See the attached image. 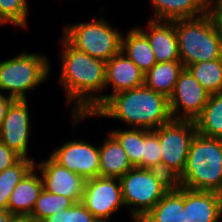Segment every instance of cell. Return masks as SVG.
Returning a JSON list of instances; mask_svg holds the SVG:
<instances>
[{
  "instance_id": "1f68e13d",
  "label": "cell",
  "mask_w": 222,
  "mask_h": 222,
  "mask_svg": "<svg viewBox=\"0 0 222 222\" xmlns=\"http://www.w3.org/2000/svg\"><path fill=\"white\" fill-rule=\"evenodd\" d=\"M21 157L0 141V172L15 164Z\"/></svg>"
},
{
  "instance_id": "603a6c76",
  "label": "cell",
  "mask_w": 222,
  "mask_h": 222,
  "mask_svg": "<svg viewBox=\"0 0 222 222\" xmlns=\"http://www.w3.org/2000/svg\"><path fill=\"white\" fill-rule=\"evenodd\" d=\"M194 123L198 134L222 139V92L210 94L206 106L194 119Z\"/></svg>"
},
{
  "instance_id": "ac0fdd59",
  "label": "cell",
  "mask_w": 222,
  "mask_h": 222,
  "mask_svg": "<svg viewBox=\"0 0 222 222\" xmlns=\"http://www.w3.org/2000/svg\"><path fill=\"white\" fill-rule=\"evenodd\" d=\"M155 17L151 20L194 19L207 12V0H150Z\"/></svg>"
},
{
  "instance_id": "d4e9b609",
  "label": "cell",
  "mask_w": 222,
  "mask_h": 222,
  "mask_svg": "<svg viewBox=\"0 0 222 222\" xmlns=\"http://www.w3.org/2000/svg\"><path fill=\"white\" fill-rule=\"evenodd\" d=\"M34 166L33 158H20L15 164L0 172V209L7 210L13 189Z\"/></svg>"
},
{
  "instance_id": "484cf974",
  "label": "cell",
  "mask_w": 222,
  "mask_h": 222,
  "mask_svg": "<svg viewBox=\"0 0 222 222\" xmlns=\"http://www.w3.org/2000/svg\"><path fill=\"white\" fill-rule=\"evenodd\" d=\"M130 128L128 130H111L109 133L125 150L131 164L134 167L142 168L143 128Z\"/></svg>"
},
{
  "instance_id": "d6986e66",
  "label": "cell",
  "mask_w": 222,
  "mask_h": 222,
  "mask_svg": "<svg viewBox=\"0 0 222 222\" xmlns=\"http://www.w3.org/2000/svg\"><path fill=\"white\" fill-rule=\"evenodd\" d=\"M108 135L99 146V176L120 179L134 166L117 140L110 133Z\"/></svg>"
},
{
  "instance_id": "d6a6232c",
  "label": "cell",
  "mask_w": 222,
  "mask_h": 222,
  "mask_svg": "<svg viewBox=\"0 0 222 222\" xmlns=\"http://www.w3.org/2000/svg\"><path fill=\"white\" fill-rule=\"evenodd\" d=\"M14 100L15 99L6 96L4 93H0V128L7 114V111Z\"/></svg>"
},
{
  "instance_id": "277c9868",
  "label": "cell",
  "mask_w": 222,
  "mask_h": 222,
  "mask_svg": "<svg viewBox=\"0 0 222 222\" xmlns=\"http://www.w3.org/2000/svg\"><path fill=\"white\" fill-rule=\"evenodd\" d=\"M173 22L180 61L184 67L222 58V38L207 12L198 18L177 19Z\"/></svg>"
},
{
  "instance_id": "52a82bcc",
  "label": "cell",
  "mask_w": 222,
  "mask_h": 222,
  "mask_svg": "<svg viewBox=\"0 0 222 222\" xmlns=\"http://www.w3.org/2000/svg\"><path fill=\"white\" fill-rule=\"evenodd\" d=\"M99 18L64 26L62 35L74 48L93 58L108 61L121 52L122 33Z\"/></svg>"
},
{
  "instance_id": "6da1fadb",
  "label": "cell",
  "mask_w": 222,
  "mask_h": 222,
  "mask_svg": "<svg viewBox=\"0 0 222 222\" xmlns=\"http://www.w3.org/2000/svg\"><path fill=\"white\" fill-rule=\"evenodd\" d=\"M60 83L65 88L67 104L72 102V115L91 116L100 107V94L105 89L106 61L96 59L74 48L64 37ZM99 94V95H98Z\"/></svg>"
},
{
  "instance_id": "836d02e7",
  "label": "cell",
  "mask_w": 222,
  "mask_h": 222,
  "mask_svg": "<svg viewBox=\"0 0 222 222\" xmlns=\"http://www.w3.org/2000/svg\"><path fill=\"white\" fill-rule=\"evenodd\" d=\"M13 222H43V220L32 217L30 215H23L15 216Z\"/></svg>"
},
{
  "instance_id": "ffe728a7",
  "label": "cell",
  "mask_w": 222,
  "mask_h": 222,
  "mask_svg": "<svg viewBox=\"0 0 222 222\" xmlns=\"http://www.w3.org/2000/svg\"><path fill=\"white\" fill-rule=\"evenodd\" d=\"M139 222H184V187L173 184Z\"/></svg>"
},
{
  "instance_id": "44dd1931",
  "label": "cell",
  "mask_w": 222,
  "mask_h": 222,
  "mask_svg": "<svg viewBox=\"0 0 222 222\" xmlns=\"http://www.w3.org/2000/svg\"><path fill=\"white\" fill-rule=\"evenodd\" d=\"M121 51L146 74L156 63L154 52L145 34L138 28H132L126 37L122 35Z\"/></svg>"
},
{
  "instance_id": "4dcf8cb0",
  "label": "cell",
  "mask_w": 222,
  "mask_h": 222,
  "mask_svg": "<svg viewBox=\"0 0 222 222\" xmlns=\"http://www.w3.org/2000/svg\"><path fill=\"white\" fill-rule=\"evenodd\" d=\"M207 13L211 16L217 32L222 38V0H208Z\"/></svg>"
},
{
  "instance_id": "4fadbf2b",
  "label": "cell",
  "mask_w": 222,
  "mask_h": 222,
  "mask_svg": "<svg viewBox=\"0 0 222 222\" xmlns=\"http://www.w3.org/2000/svg\"><path fill=\"white\" fill-rule=\"evenodd\" d=\"M35 166L40 170L43 189L71 198L75 203L82 201L86 181L83 177L61 166L51 156Z\"/></svg>"
},
{
  "instance_id": "9a60e30c",
  "label": "cell",
  "mask_w": 222,
  "mask_h": 222,
  "mask_svg": "<svg viewBox=\"0 0 222 222\" xmlns=\"http://www.w3.org/2000/svg\"><path fill=\"white\" fill-rule=\"evenodd\" d=\"M222 194L184 188V222H219Z\"/></svg>"
},
{
  "instance_id": "cb8c5ba5",
  "label": "cell",
  "mask_w": 222,
  "mask_h": 222,
  "mask_svg": "<svg viewBox=\"0 0 222 222\" xmlns=\"http://www.w3.org/2000/svg\"><path fill=\"white\" fill-rule=\"evenodd\" d=\"M210 94L222 92V58L185 67Z\"/></svg>"
},
{
  "instance_id": "f546056e",
  "label": "cell",
  "mask_w": 222,
  "mask_h": 222,
  "mask_svg": "<svg viewBox=\"0 0 222 222\" xmlns=\"http://www.w3.org/2000/svg\"><path fill=\"white\" fill-rule=\"evenodd\" d=\"M43 222H98V220L82 202H76L71 208L62 209L45 218Z\"/></svg>"
},
{
  "instance_id": "8fae6325",
  "label": "cell",
  "mask_w": 222,
  "mask_h": 222,
  "mask_svg": "<svg viewBox=\"0 0 222 222\" xmlns=\"http://www.w3.org/2000/svg\"><path fill=\"white\" fill-rule=\"evenodd\" d=\"M50 156L85 180L99 176V147L84 140H69Z\"/></svg>"
},
{
  "instance_id": "9c48e42d",
  "label": "cell",
  "mask_w": 222,
  "mask_h": 222,
  "mask_svg": "<svg viewBox=\"0 0 222 222\" xmlns=\"http://www.w3.org/2000/svg\"><path fill=\"white\" fill-rule=\"evenodd\" d=\"M83 205L101 222L108 219L125 206L119 178L95 177L85 181Z\"/></svg>"
},
{
  "instance_id": "e575fe53",
  "label": "cell",
  "mask_w": 222,
  "mask_h": 222,
  "mask_svg": "<svg viewBox=\"0 0 222 222\" xmlns=\"http://www.w3.org/2000/svg\"><path fill=\"white\" fill-rule=\"evenodd\" d=\"M14 217L8 210L0 209V222H13Z\"/></svg>"
},
{
  "instance_id": "83f0119b",
  "label": "cell",
  "mask_w": 222,
  "mask_h": 222,
  "mask_svg": "<svg viewBox=\"0 0 222 222\" xmlns=\"http://www.w3.org/2000/svg\"><path fill=\"white\" fill-rule=\"evenodd\" d=\"M27 0H0V25L27 26Z\"/></svg>"
},
{
  "instance_id": "2e32d148",
  "label": "cell",
  "mask_w": 222,
  "mask_h": 222,
  "mask_svg": "<svg viewBox=\"0 0 222 222\" xmlns=\"http://www.w3.org/2000/svg\"><path fill=\"white\" fill-rule=\"evenodd\" d=\"M148 31L138 27L147 37L157 63L180 61L178 41L173 21L149 20Z\"/></svg>"
},
{
  "instance_id": "7a4b0ae2",
  "label": "cell",
  "mask_w": 222,
  "mask_h": 222,
  "mask_svg": "<svg viewBox=\"0 0 222 222\" xmlns=\"http://www.w3.org/2000/svg\"><path fill=\"white\" fill-rule=\"evenodd\" d=\"M72 116L74 125L85 118L99 116L148 130H155L173 119L169 98L145 85L111 95L91 116Z\"/></svg>"
},
{
  "instance_id": "8992f818",
  "label": "cell",
  "mask_w": 222,
  "mask_h": 222,
  "mask_svg": "<svg viewBox=\"0 0 222 222\" xmlns=\"http://www.w3.org/2000/svg\"><path fill=\"white\" fill-rule=\"evenodd\" d=\"M50 63L47 56L22 52L19 56L0 62V93L26 100V92L36 89L48 78Z\"/></svg>"
},
{
  "instance_id": "30bf717a",
  "label": "cell",
  "mask_w": 222,
  "mask_h": 222,
  "mask_svg": "<svg viewBox=\"0 0 222 222\" xmlns=\"http://www.w3.org/2000/svg\"><path fill=\"white\" fill-rule=\"evenodd\" d=\"M209 97L210 93L184 68L179 75L172 95L169 97L172 118L194 121L203 111Z\"/></svg>"
},
{
  "instance_id": "4316f807",
  "label": "cell",
  "mask_w": 222,
  "mask_h": 222,
  "mask_svg": "<svg viewBox=\"0 0 222 222\" xmlns=\"http://www.w3.org/2000/svg\"><path fill=\"white\" fill-rule=\"evenodd\" d=\"M74 204L75 202L71 198L42 189L30 216L44 220L62 209L71 208Z\"/></svg>"
},
{
  "instance_id": "e0dca14e",
  "label": "cell",
  "mask_w": 222,
  "mask_h": 222,
  "mask_svg": "<svg viewBox=\"0 0 222 222\" xmlns=\"http://www.w3.org/2000/svg\"><path fill=\"white\" fill-rule=\"evenodd\" d=\"M42 189V178L37 174L34 166L13 189L7 210L13 216L30 215Z\"/></svg>"
},
{
  "instance_id": "7c38bea8",
  "label": "cell",
  "mask_w": 222,
  "mask_h": 222,
  "mask_svg": "<svg viewBox=\"0 0 222 222\" xmlns=\"http://www.w3.org/2000/svg\"><path fill=\"white\" fill-rule=\"evenodd\" d=\"M28 100H14L2 122L0 141L21 158L27 157L28 141L31 132Z\"/></svg>"
},
{
  "instance_id": "3957f363",
  "label": "cell",
  "mask_w": 222,
  "mask_h": 222,
  "mask_svg": "<svg viewBox=\"0 0 222 222\" xmlns=\"http://www.w3.org/2000/svg\"><path fill=\"white\" fill-rule=\"evenodd\" d=\"M174 184L191 190L222 194V139L196 133L185 169Z\"/></svg>"
},
{
  "instance_id": "ba28073f",
  "label": "cell",
  "mask_w": 222,
  "mask_h": 222,
  "mask_svg": "<svg viewBox=\"0 0 222 222\" xmlns=\"http://www.w3.org/2000/svg\"><path fill=\"white\" fill-rule=\"evenodd\" d=\"M197 133L193 120L172 119L157 128L161 172L175 182L183 173L191 142Z\"/></svg>"
},
{
  "instance_id": "5bb4252c",
  "label": "cell",
  "mask_w": 222,
  "mask_h": 222,
  "mask_svg": "<svg viewBox=\"0 0 222 222\" xmlns=\"http://www.w3.org/2000/svg\"><path fill=\"white\" fill-rule=\"evenodd\" d=\"M145 74L122 51L108 61L105 70V89L112 85V93L100 95V106L116 93L141 87L144 85Z\"/></svg>"
},
{
  "instance_id": "f1b7e54d",
  "label": "cell",
  "mask_w": 222,
  "mask_h": 222,
  "mask_svg": "<svg viewBox=\"0 0 222 222\" xmlns=\"http://www.w3.org/2000/svg\"><path fill=\"white\" fill-rule=\"evenodd\" d=\"M142 169L161 171V147L157 129H143Z\"/></svg>"
},
{
  "instance_id": "7402d4cb",
  "label": "cell",
  "mask_w": 222,
  "mask_h": 222,
  "mask_svg": "<svg viewBox=\"0 0 222 222\" xmlns=\"http://www.w3.org/2000/svg\"><path fill=\"white\" fill-rule=\"evenodd\" d=\"M181 61L156 63L144 76V85L168 98L172 95L180 73L184 69Z\"/></svg>"
},
{
  "instance_id": "5b68a950",
  "label": "cell",
  "mask_w": 222,
  "mask_h": 222,
  "mask_svg": "<svg viewBox=\"0 0 222 222\" xmlns=\"http://www.w3.org/2000/svg\"><path fill=\"white\" fill-rule=\"evenodd\" d=\"M120 182L123 202L132 207L133 222H139L174 184L161 171L138 167L126 172Z\"/></svg>"
}]
</instances>
